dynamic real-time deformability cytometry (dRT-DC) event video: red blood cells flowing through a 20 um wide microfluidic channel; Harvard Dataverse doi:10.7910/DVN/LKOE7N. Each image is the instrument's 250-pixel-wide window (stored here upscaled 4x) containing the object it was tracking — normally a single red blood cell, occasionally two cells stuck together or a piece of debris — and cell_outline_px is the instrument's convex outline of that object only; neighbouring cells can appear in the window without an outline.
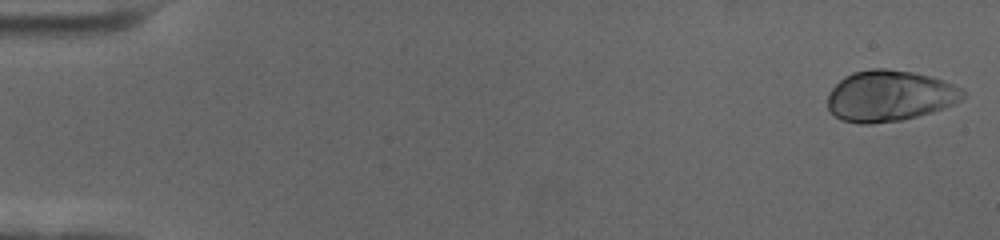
{"species": "human", "species_latin": "Homo sapiens", "temperature_condition": "cold", "stored_images_in_passage": 57, "camera_frame_rate_fps": 3000, "um_per_image_px": 0.085, "donor": {"sex": "female"}, "frame": {"image": 1, "passage_image": 1, "time_ms": 0.0, "image_size_px": [1000, 240], "cell_outline_px": [[964, 96], [956, 104], [932, 112], [900, 120], [868, 124], [860, 124], [840, 120], [828, 112], [828, 96], [832, 88], [844, 76], [852, 72], [872, 68], [884, 68], [912, 72], [944, 80], [960, 88], [964, 92]], "centroid_in_image_um": [75.58, 8.15], "position_along_channel_um": 9.4, "area_um2": 40.29}}
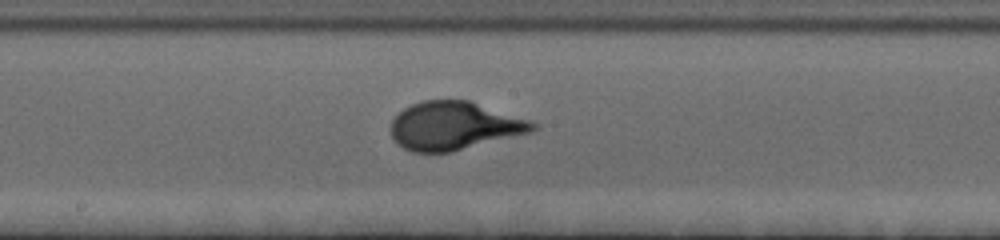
{"frame": {"image": 2, "passage_image": 31, "time_ms": 10.0, "image_size_px": [1000, 240], "cell_outline_px": [[540, 124], [532, 132], [452, 152], [412, 152], [396, 144], [392, 136], [392, 120], [404, 108], [412, 104], [424, 100], [468, 100], [532, 120]], "centroid_in_image_um": [38.65, 10.7], "position_along_channel_um": 209.6, "area_um2": 40.0}}
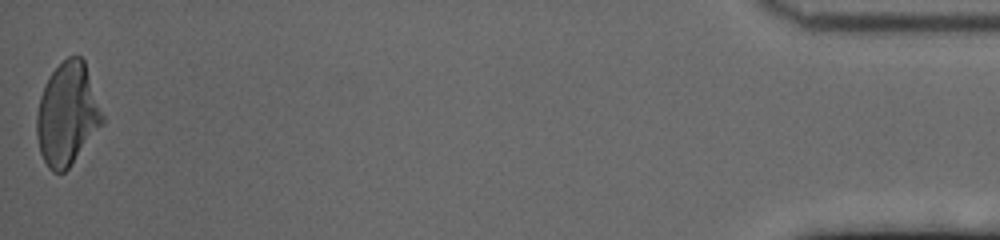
{"frame": {"image": 3, "passage_image": 57, "time_ms": 18.667, "image_size_px": [1000, 240], "cell_outline_px": [[104, 124], [68, 168], [64, 172], [52, 172], [48, 168], [40, 152], [36, 136], [36, 116], [40, 96], [44, 84], [52, 72], [68, 56], [80, 56], [84, 60], [104, 116]], "centroid_in_image_um": [5.72, 9.72], "position_along_channel_um": 429.5, "area_um2": 39.3}}